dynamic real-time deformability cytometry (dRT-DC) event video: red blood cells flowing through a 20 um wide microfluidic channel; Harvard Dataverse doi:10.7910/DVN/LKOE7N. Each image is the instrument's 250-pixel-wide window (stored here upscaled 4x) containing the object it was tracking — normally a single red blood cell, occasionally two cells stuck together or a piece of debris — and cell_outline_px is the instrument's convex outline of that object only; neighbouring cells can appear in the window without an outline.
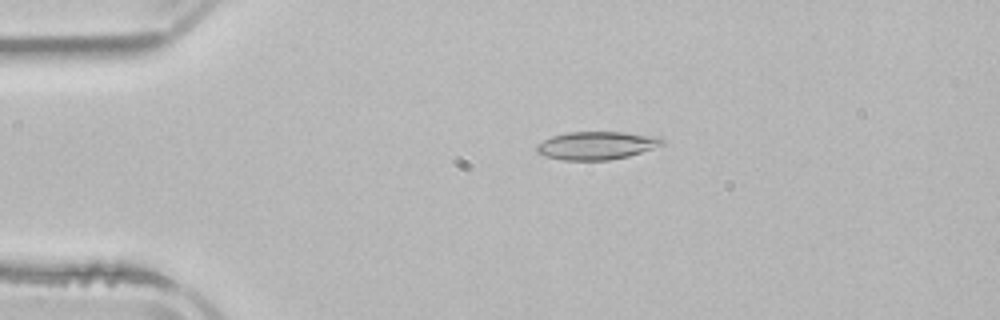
{"species": "common noctule bat (a hibernating species)", "species_latin": "Nyctalus noctula", "temperature_condition": "room temperature", "stored_images_in_passage": 2, "camera_frame_rate_fps": 3000, "um_per_image_px": 0.085, "animal": {"sex": "male", "body_mass_g": 21.5, "forearm_length_mm": 52.0}, "frame": {"image": 1, "passage_image": 1, "time_ms": 0.0, "image_size_px": [1000, 320], "cell_outline_px": [[664, 144], [628, 156], [608, 160], [564, 160], [544, 156], [536, 152], [536, 144], [552, 136], [568, 132], [624, 132], [660, 136], [664, 140]], "centroid_in_image_um": [50.7, 12.36], "position_along_channel_um": 34.3, "area_um2": 20.52}}